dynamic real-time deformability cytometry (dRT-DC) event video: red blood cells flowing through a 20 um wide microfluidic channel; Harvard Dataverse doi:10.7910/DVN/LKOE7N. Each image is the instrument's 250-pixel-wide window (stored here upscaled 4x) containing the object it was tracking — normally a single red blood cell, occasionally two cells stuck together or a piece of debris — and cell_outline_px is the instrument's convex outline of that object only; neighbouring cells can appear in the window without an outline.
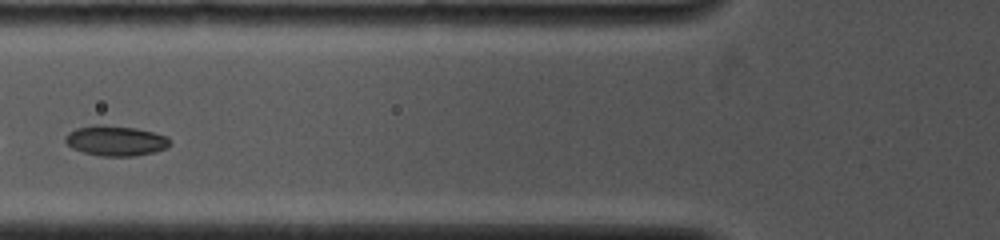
{"species": "common noctule bat (a hibernating species)", "species_latin": "Nyctalus noctula", "temperature_condition": "cold", "stored_images_in_passage": 4, "camera_frame_rate_fps": 4000, "um_per_image_px": 0.085, "animal": {"sex": "female", "body_mass_g": 19.0, "forearm_length_mm": 53.3}, "frame": {"image": 1, "passage_image": 3, "time_ms": 1.25, "image_size_px": [1000, 240], "cell_outline_px": [[172, 144], [168, 148], [156, 152], [136, 156], [100, 156], [84, 152], [72, 148], [64, 140], [64, 136], [68, 132], [76, 128], [92, 124], [100, 124], [136, 128], [168, 136], [172, 140]], "centroid_in_image_um": [9.86, 11.96], "position_along_channel_um": 115.9, "area_um2": 18.79}}